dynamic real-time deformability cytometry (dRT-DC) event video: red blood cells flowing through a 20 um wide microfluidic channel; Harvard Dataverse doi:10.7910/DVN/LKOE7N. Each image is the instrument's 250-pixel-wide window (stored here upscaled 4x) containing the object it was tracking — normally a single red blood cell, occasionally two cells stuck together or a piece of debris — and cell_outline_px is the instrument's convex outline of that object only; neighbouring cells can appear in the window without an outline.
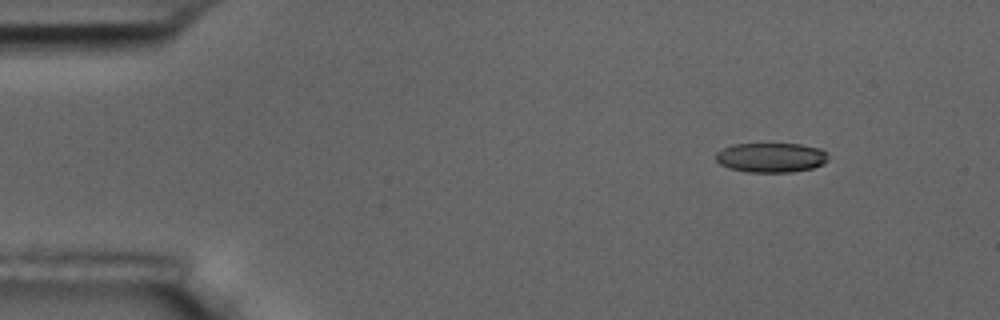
{"species": "common noctule bat (a hibernating species)", "species_latin": "Nyctalus noctula", "temperature_condition": "room temperature", "stored_images_in_passage": 5, "camera_frame_rate_fps": 3000, "um_per_image_px": 0.085, "animal": {"sex": "male", "body_mass_g": 17.5, "forearm_length_mm": 52.3}, "frame": {"image": 1, "passage_image": 2, "time_ms": 1.333, "image_size_px": [1000, 320], "cell_outline_px": [[828, 160], [824, 164], [812, 168], [792, 172], [748, 172], [728, 168], [720, 164], [716, 160], [716, 152], [732, 144], [800, 144], [820, 148], [828, 156]], "centroid_in_image_um": [65.54, 13.39], "position_along_channel_um": 19.5, "area_um2": 19.42}}
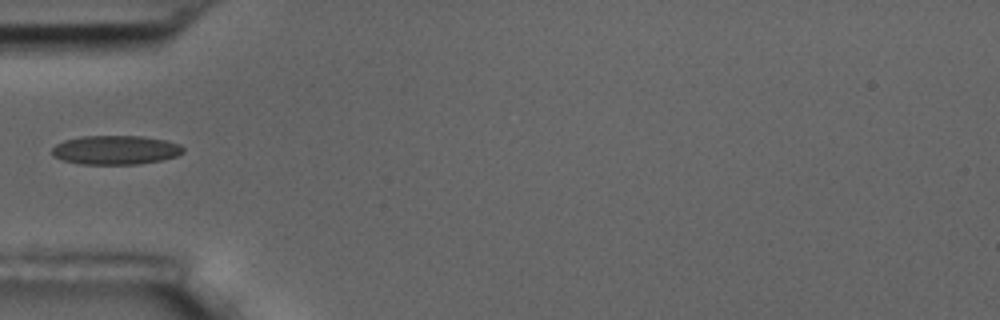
{"frame": {"image": 2, "passage_image": 5, "time_ms": 5.333, "image_size_px": [1000, 320], "cell_outline_px": [[184, 152], [176, 156], [160, 160], [136, 164], [80, 164], [64, 160], [52, 156], [52, 148], [56, 144], [64, 140], [80, 136], [144, 136], [164, 140], [180, 144], [184, 148]], "centroid_in_image_um": [9.81, 12.74], "position_along_channel_um": 75.2, "area_um2": 22.2}}